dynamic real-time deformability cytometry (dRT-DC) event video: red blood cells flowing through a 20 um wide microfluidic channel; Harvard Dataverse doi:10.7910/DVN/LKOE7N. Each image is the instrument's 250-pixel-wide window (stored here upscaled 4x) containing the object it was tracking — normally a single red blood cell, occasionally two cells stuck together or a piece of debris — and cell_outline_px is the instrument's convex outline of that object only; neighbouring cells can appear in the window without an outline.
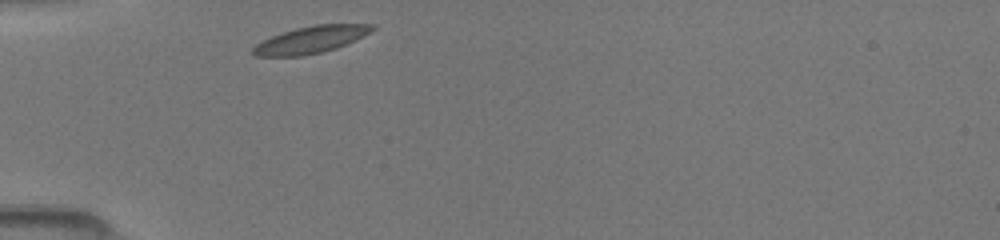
{"species": "common noctule bat (a hibernating species)", "species_latin": "Nyctalus noctula", "temperature_condition": "room temperature", "stored_images_in_passage": 20, "camera_frame_rate_fps": 3000, "um_per_image_px": 0.085, "animal": {"sex": "female", "body_mass_g": 19.5, "forearm_length_mm": 54.1}, "frame": {"image": 1, "passage_image": 1, "time_ms": 0.0, "image_size_px": [1000, 240], "cell_outline_px": [[376, 28], [336, 48], [324, 52], [304, 56], [256, 56], [252, 52], [252, 48], [256, 44], [272, 36], [296, 28], [316, 24], [372, 24]], "centroid_in_image_um": [26.38, 3.38], "position_along_channel_um": 58.6, "area_um2": 18.38}}
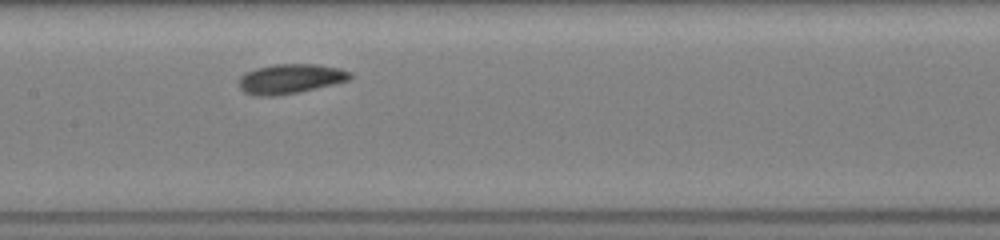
{"frame": {"image": 2, "passage_image": 11, "time_ms": 3.333, "image_size_px": [1000, 240], "cell_outline_px": [[352, 76], [348, 80], [300, 92], [276, 96], [256, 96], [244, 92], [236, 84], [240, 76], [244, 72], [256, 68], [272, 64], [316, 64], [340, 68], [352, 72]], "centroid_in_image_um": [24.62, 6.7], "position_along_channel_um": 182.8, "area_um2": 19.48}}
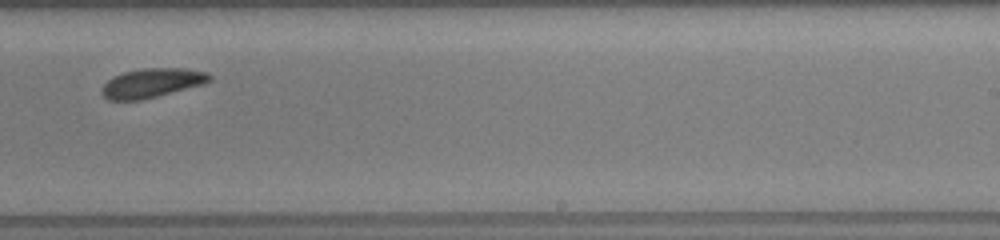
{"frame": {"image": 3, "passage_image": 18, "time_ms": 5.667, "image_size_px": [1000, 240], "cell_outline_px": [[212, 80], [204, 84], [140, 100], [108, 100], [100, 92], [100, 88], [112, 76], [124, 72], [140, 68], [184, 68], [208, 72], [212, 76]], "centroid_in_image_um": [12.9, 7.04], "position_along_channel_um": 276.1, "area_um2": 18.44}}